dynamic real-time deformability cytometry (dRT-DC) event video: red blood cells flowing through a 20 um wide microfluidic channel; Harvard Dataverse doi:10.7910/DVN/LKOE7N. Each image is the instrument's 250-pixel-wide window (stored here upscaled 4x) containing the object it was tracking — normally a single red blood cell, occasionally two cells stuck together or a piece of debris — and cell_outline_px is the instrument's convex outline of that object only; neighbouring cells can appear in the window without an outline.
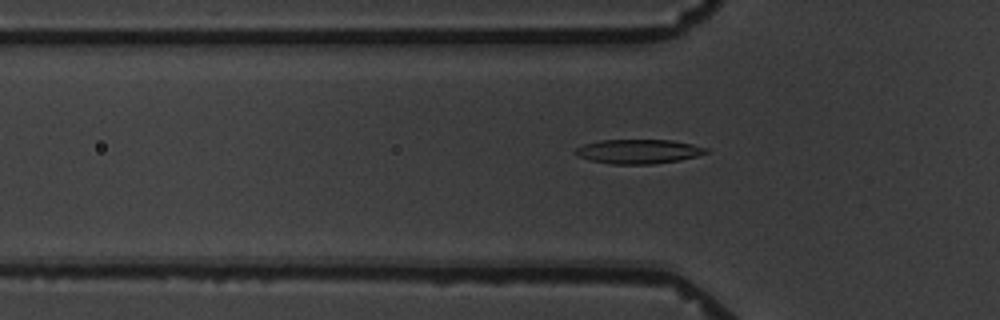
{"species": "common noctule bat (a hibernating species)", "species_latin": "Nyctalus noctula", "temperature_condition": "warm", "stored_images_in_passage": 5, "camera_frame_rate_fps": 3000, "um_per_image_px": 0.085, "animal": {"sex": "male", "body_mass_g": 19.5, "forearm_length_mm": 54.6}, "frame": {"image": 1, "passage_image": 5, "time_ms": 4.667, "image_size_px": [1000, 320], "cell_outline_px": [[708, 152], [696, 156], [680, 160], [652, 164], [612, 164], [592, 160], [580, 156], [572, 152], [576, 148], [584, 144], [600, 140], [672, 140], [692, 144], [708, 148]], "centroid_in_image_um": [54.28, 12.87], "position_along_channel_um": 71.5, "area_um2": 18.38}}